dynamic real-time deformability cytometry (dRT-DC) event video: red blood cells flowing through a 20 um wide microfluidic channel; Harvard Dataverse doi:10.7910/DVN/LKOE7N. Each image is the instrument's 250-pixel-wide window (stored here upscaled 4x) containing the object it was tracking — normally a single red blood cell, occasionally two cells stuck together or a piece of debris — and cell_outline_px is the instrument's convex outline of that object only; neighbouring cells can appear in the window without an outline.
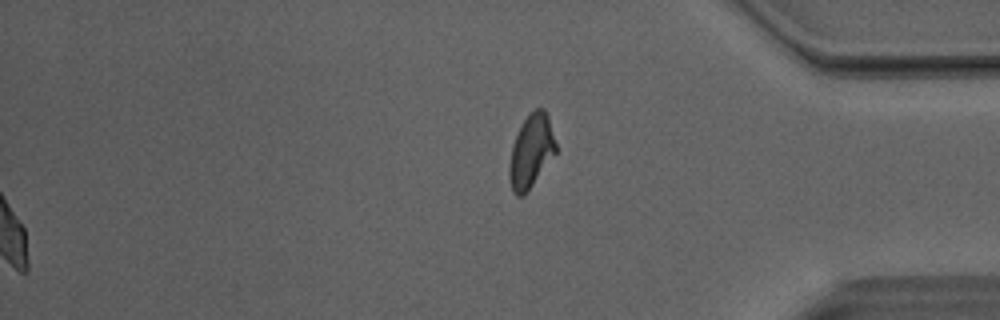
{"species": "Egyptian fruit bat (a non-hibernating species)", "species_latin": "Rousettus aegyptiacus", "temperature_condition": "room temperature", "stored_images_in_passage": 46, "segment_of_instrument_passage": [2, 2], "camera_frame_rate_fps": 3000, "um_per_image_px": 0.085, "animal": {"sex": "male"}, "frame": {"image": 1, "passage_image": 46, "time_ms": 15.0, "image_size_px": [1000, 320], "cell_outline_px": [[556, 152], [524, 196], [516, 196], [512, 192], [508, 172], [508, 168], [512, 144], [528, 112], [536, 108], [544, 108], [548, 116], [556, 144]], "centroid_in_image_um": [45.12, 12.85], "position_along_channel_um": 390.1, "area_um2": 19.77}}